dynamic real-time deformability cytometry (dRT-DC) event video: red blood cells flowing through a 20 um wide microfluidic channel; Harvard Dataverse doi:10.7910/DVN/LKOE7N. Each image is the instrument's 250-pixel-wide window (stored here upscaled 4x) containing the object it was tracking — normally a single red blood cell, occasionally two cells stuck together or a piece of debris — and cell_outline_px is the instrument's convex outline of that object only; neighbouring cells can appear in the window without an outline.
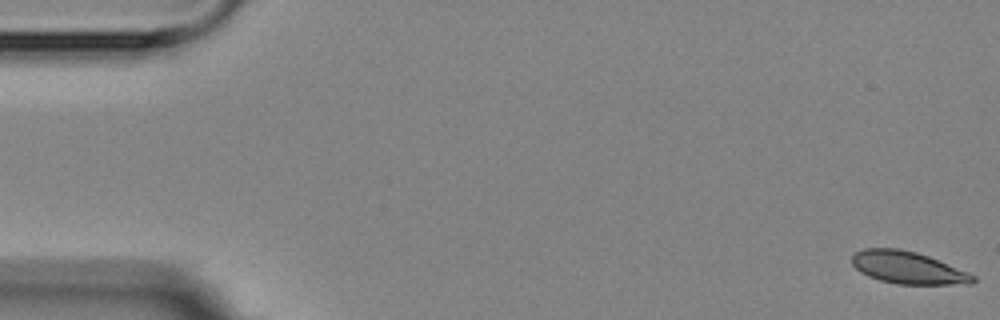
{"species": "Egyptian fruit bat (a non-hibernating species)", "species_latin": "Rousettus aegyptiacus", "temperature_condition": "room temperature", "stored_images_in_passage": 7, "camera_frame_rate_fps": 3000, "um_per_image_px": 0.085, "animal": {"sex": "female"}, "frame": {"image": 1, "passage_image": 1, "time_ms": 0.0, "image_size_px": [1000, 320], "cell_outline_px": [[976, 280], [972, 284], [900, 284], [880, 280], [868, 276], [860, 272], [852, 264], [852, 256], [856, 252], [864, 248], [900, 248], [916, 252], [928, 256], [968, 272], [976, 276]], "centroid_in_image_um": [77.17, 22.75], "position_along_channel_um": 7.8, "area_um2": 22.72}}
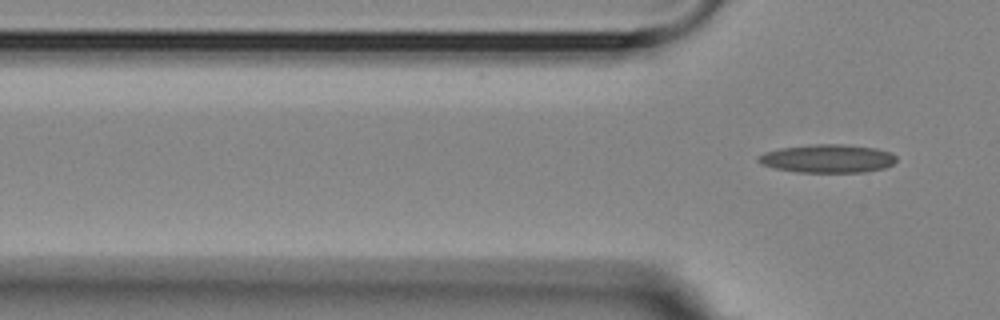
{"frame": {"image": 2, "passage_image": 7, "time_ms": 7.667, "image_size_px": [1000, 320], "cell_outline_px": [[896, 160], [892, 164], [884, 168], [864, 172], [796, 172], [776, 168], [760, 164], [756, 160], [756, 156], [764, 152], [780, 148], [816, 144], [840, 144], [876, 148], [892, 152], [896, 156]], "centroid_in_image_um": [70.32, 13.48], "position_along_channel_um": 55.5, "area_um2": 22.83}}